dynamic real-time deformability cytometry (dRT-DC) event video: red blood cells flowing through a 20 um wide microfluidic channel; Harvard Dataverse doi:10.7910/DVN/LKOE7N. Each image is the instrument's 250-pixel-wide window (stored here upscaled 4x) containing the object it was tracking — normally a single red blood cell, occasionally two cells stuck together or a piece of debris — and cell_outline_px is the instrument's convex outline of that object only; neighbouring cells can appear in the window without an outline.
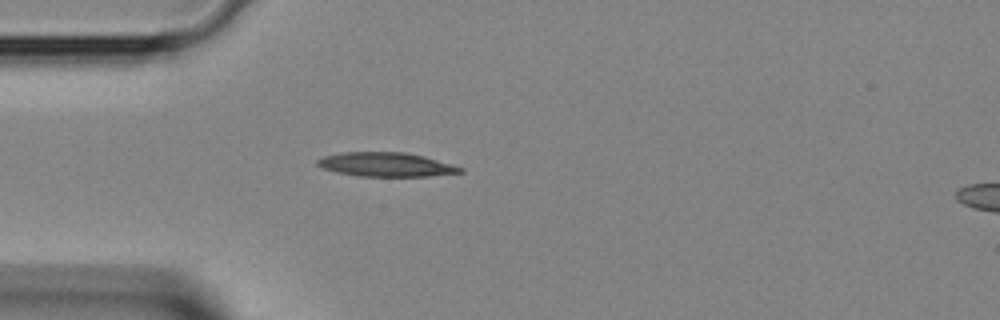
{"species": "Egyptian fruit bat (a non-hibernating species)", "species_latin": "Rousettus aegyptiacus", "temperature_condition": "room temperature", "stored_images_in_passage": 3, "segment_of_instrument_passage": [1, 2], "camera_frame_rate_fps": 3000, "um_per_image_px": 0.085, "animal": {"sex": "female"}, "frame": {"image": 1, "passage_image": 2, "time_ms": 0.333, "image_size_px": [1000, 320], "cell_outline_px": [[464, 172], [428, 176], [356, 176], [336, 172], [324, 168], [316, 164], [316, 160], [324, 156], [340, 152], [404, 152], [424, 156], [452, 164], [464, 168]], "centroid_in_image_um": [32.81, 13.98], "position_along_channel_um": 52.2, "area_um2": 20.06}}